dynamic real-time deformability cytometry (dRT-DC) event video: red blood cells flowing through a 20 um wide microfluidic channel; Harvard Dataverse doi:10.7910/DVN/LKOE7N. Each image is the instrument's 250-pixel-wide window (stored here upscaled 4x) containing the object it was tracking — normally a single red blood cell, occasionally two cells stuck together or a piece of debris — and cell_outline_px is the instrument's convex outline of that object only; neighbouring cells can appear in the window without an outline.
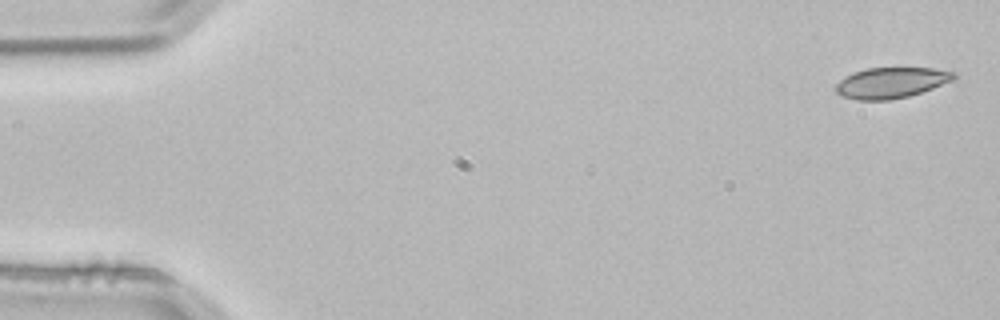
{"species": "common noctule bat (a hibernating species)", "species_latin": "Nyctalus noctula", "temperature_condition": "room temperature", "stored_images_in_passage": 3, "camera_frame_rate_fps": 3000, "um_per_image_px": 0.085, "animal": {"sex": "male", "body_mass_g": 21.5, "forearm_length_mm": 52.0}, "frame": {"image": 1, "passage_image": 1, "time_ms": 0.0, "image_size_px": [1000, 320], "cell_outline_px": [[956, 76], [952, 80], [932, 88], [908, 96], [888, 100], [856, 100], [844, 96], [836, 92], [832, 88], [840, 80], [852, 72], [868, 68], [932, 68], [956, 72]], "centroid_in_image_um": [75.71, 7.03], "position_along_channel_um": 9.3, "area_um2": 21.04}}
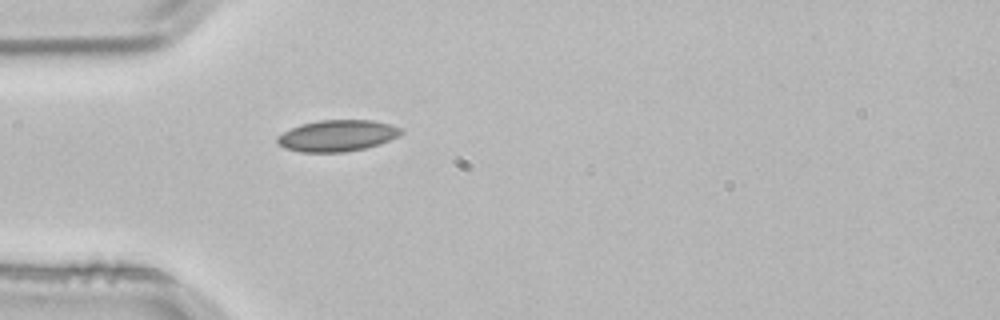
{"frame": {"image": 2, "passage_image": 3, "time_ms": 0.667, "image_size_px": [1000, 320], "cell_outline_px": [[404, 132], [400, 136], [380, 144], [364, 148], [344, 152], [300, 152], [284, 148], [276, 140], [276, 136], [300, 124], [320, 120], [372, 120], [392, 124], [404, 128]], "centroid_in_image_um": [28.72, 11.53], "position_along_channel_um": 56.3, "area_um2": 22.83}}